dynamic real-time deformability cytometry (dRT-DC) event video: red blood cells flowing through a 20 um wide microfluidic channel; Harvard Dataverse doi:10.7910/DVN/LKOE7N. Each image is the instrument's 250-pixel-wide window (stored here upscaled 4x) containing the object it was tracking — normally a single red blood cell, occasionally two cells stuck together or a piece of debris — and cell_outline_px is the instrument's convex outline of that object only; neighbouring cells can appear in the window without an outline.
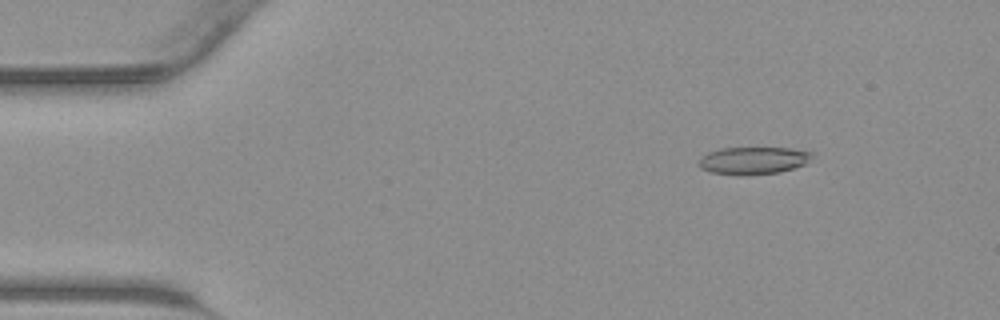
{"species": "common noctule bat (a hibernating species)", "species_latin": "Nyctalus noctula", "temperature_condition": "warm", "stored_images_in_passage": 44, "camera_frame_rate_fps": 3000, "um_per_image_px": 0.085, "animal": {"sex": "male", "body_mass_g": 23.1, "forearm_length_mm": 52.7}, "frame": {"image": 1, "passage_image": 6, "time_ms": 1.667, "image_size_px": [1000, 320], "cell_outline_px": [[816, 152], [804, 164], [780, 172], [748, 176], [740, 176], [712, 172], [700, 168], [696, 164], [700, 156], [708, 152], [720, 148], [792, 148]], "centroid_in_image_um": [63.99, 13.65], "position_along_channel_um": 21.0, "area_um2": 18.44}}
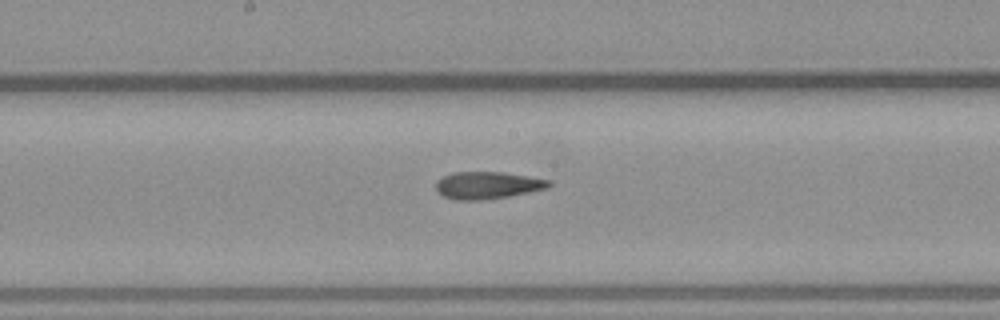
{"frame": {"image": 2, "passage_image": 23, "time_ms": 7.333, "image_size_px": [1000, 320], "cell_outline_px": [[552, 184], [548, 188], [508, 196], [480, 200], [452, 200], [436, 192], [436, 180], [452, 172], [504, 172], [552, 180]], "centroid_in_image_um": [41.42, 15.74], "position_along_channel_um": 206.8, "area_um2": 18.03}}
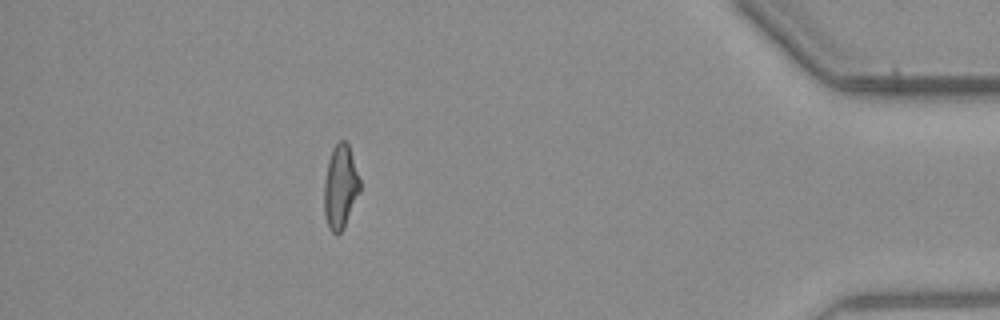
{"frame": {"image": 3, "passage_image": 39, "time_ms": 12.667, "image_size_px": [1000, 320], "cell_outline_px": [[360, 192], [344, 228], [336, 236], [328, 228], [324, 212], [324, 180], [328, 160], [332, 148], [340, 140], [344, 140], [348, 144], [360, 180]], "centroid_in_image_um": [28.92, 15.91], "position_along_channel_um": 406.3, "area_um2": 17.57}}